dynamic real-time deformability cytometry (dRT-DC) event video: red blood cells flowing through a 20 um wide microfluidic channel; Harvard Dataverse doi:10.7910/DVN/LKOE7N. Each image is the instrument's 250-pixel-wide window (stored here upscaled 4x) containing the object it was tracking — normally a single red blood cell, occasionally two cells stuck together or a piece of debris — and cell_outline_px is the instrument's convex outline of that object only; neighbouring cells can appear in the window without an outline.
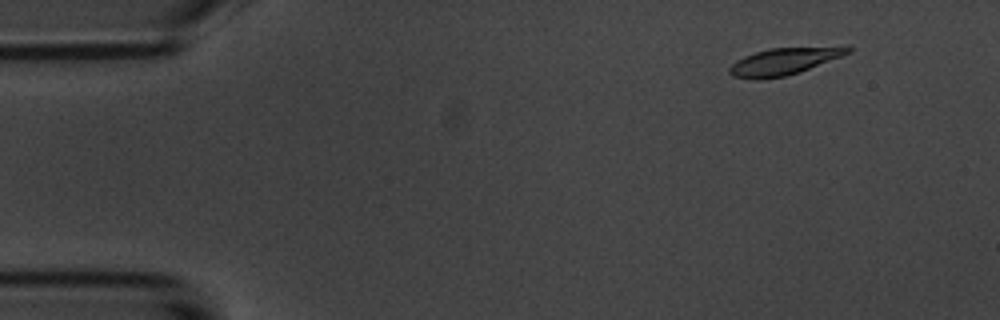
{"species": "common noctule bat (a hibernating species)", "species_latin": "Nyctalus noctula", "temperature_condition": "room temperature", "stored_images_in_passage": 4, "camera_frame_rate_fps": 3000, "um_per_image_px": 0.085, "animal": {"sex": "male", "body_mass_g": 20.1, "forearm_length_mm": 53.5}, "frame": {"image": 1, "passage_image": 1, "time_ms": 0.0, "image_size_px": [1000, 320], "cell_outline_px": [[852, 52], [800, 72], [784, 76], [732, 76], [728, 72], [728, 68], [732, 64], [744, 56], [756, 52], [772, 48], [848, 44], [852, 48]], "centroid_in_image_um": [66.84, 5.12], "position_along_channel_um": 18.2, "area_um2": 18.38}}
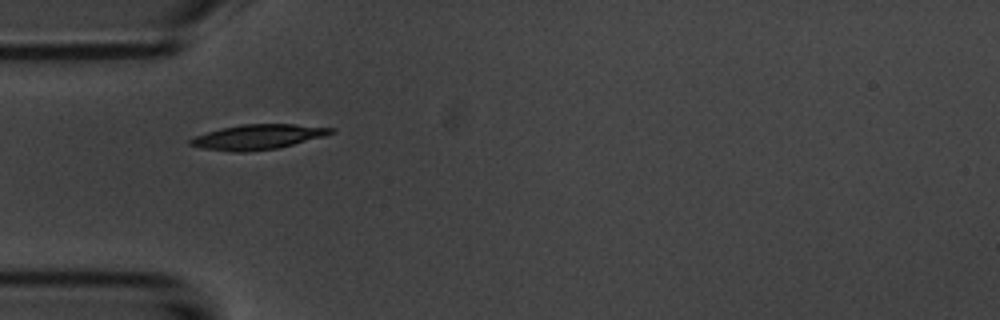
{"frame": {"image": 2, "passage_image": 4, "time_ms": 3.667, "image_size_px": [1000, 320], "cell_outline_px": [[336, 132], [324, 136], [276, 148], [244, 152], [232, 152], [204, 148], [188, 144], [188, 140], [192, 136], [220, 128], [240, 124], [296, 124], [336, 128]], "centroid_in_image_um": [21.89, 11.62], "position_along_channel_um": 63.1, "area_um2": 20.46}}